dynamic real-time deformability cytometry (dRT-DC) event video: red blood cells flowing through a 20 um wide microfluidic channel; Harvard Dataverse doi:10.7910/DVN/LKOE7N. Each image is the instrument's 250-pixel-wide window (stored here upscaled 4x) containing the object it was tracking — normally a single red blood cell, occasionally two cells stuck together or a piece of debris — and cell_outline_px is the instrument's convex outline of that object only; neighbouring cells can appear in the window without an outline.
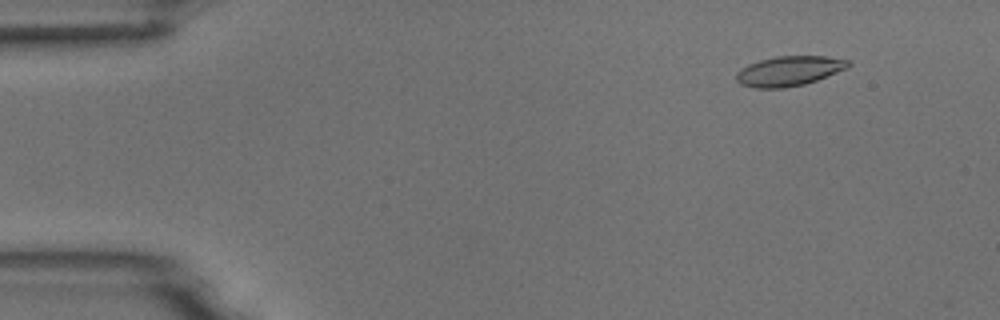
{"species": "common noctule bat (a hibernating species)", "species_latin": "Nyctalus noctula", "temperature_condition": "room temperature", "stored_images_in_passage": 54, "camera_frame_rate_fps": 3000, "um_per_image_px": 0.085, "animal": {"sex": "male", "body_mass_g": 18.8}, "frame": {"image": 1, "passage_image": 6, "time_ms": 1.667, "image_size_px": [1000, 320], "cell_outline_px": [[852, 64], [848, 68], [816, 80], [804, 84], [784, 88], [756, 88], [740, 84], [736, 80], [736, 72], [748, 64], [760, 60], [776, 56], [824, 56], [852, 60]], "centroid_in_image_um": [67.09, 6.03], "position_along_channel_um": 17.9, "area_um2": 19.54}}
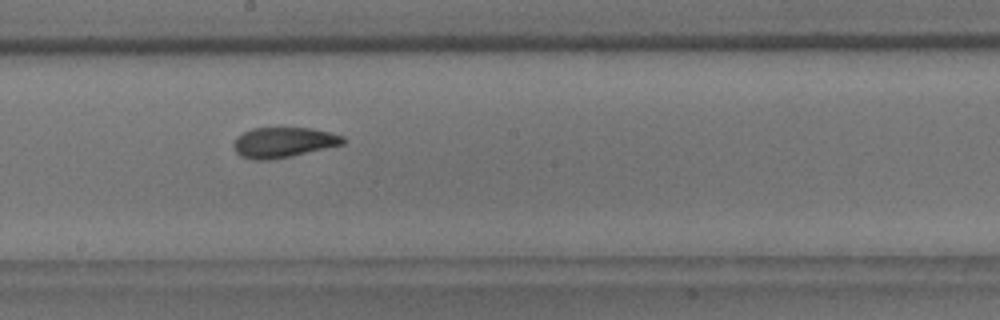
{"frame": {"image": 2, "passage_image": 30, "time_ms": 9.667, "image_size_px": [1000, 320], "cell_outline_px": [[348, 140], [344, 144], [292, 156], [268, 160], [252, 160], [240, 156], [236, 152], [232, 144], [236, 136], [252, 128], [312, 128], [332, 132], [344, 136]], "centroid_in_image_um": [24.11, 12.1], "position_along_channel_um": 224.1, "area_um2": 19.59}}
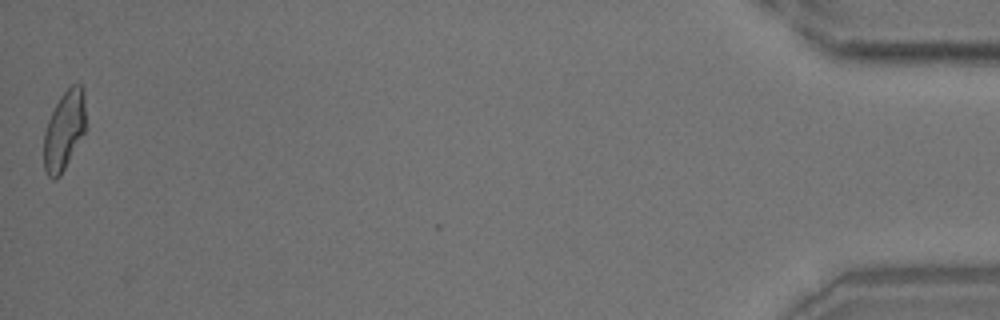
{"frame": {"image": 3, "passage_image": 54, "time_ms": 17.667, "image_size_px": [1000, 320], "cell_outline_px": [[84, 132], [60, 176], [52, 180], [48, 176], [44, 168], [44, 132], [48, 120], [60, 96], [72, 84], [80, 84], [84, 88]], "centroid_in_image_um": [5.43, 11.08], "position_along_channel_um": 429.8, "area_um2": 18.96}, "authors_computed_cell_mechanics": {"area_um2": 19.652, "velocity_mm_per_s": 3.7529, "shape_relaxation_time_tau1_ms": 4.3426, "shape_relaxation_time_tau2_ms": 1.9279, "deformation_change_tau1": 0.1687, "deformation_change_tau2": 0.0853}}